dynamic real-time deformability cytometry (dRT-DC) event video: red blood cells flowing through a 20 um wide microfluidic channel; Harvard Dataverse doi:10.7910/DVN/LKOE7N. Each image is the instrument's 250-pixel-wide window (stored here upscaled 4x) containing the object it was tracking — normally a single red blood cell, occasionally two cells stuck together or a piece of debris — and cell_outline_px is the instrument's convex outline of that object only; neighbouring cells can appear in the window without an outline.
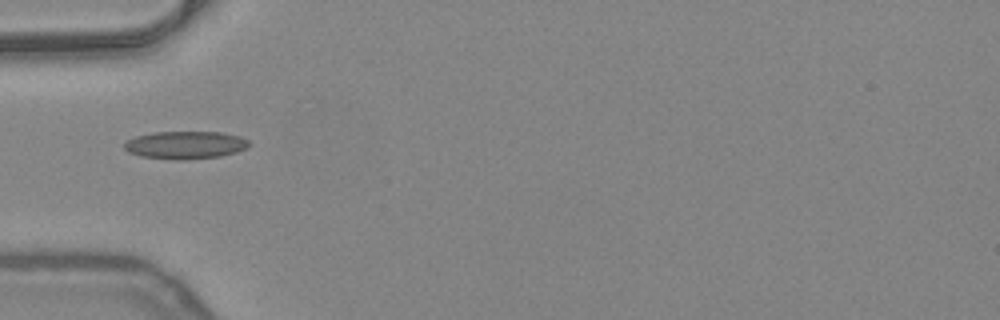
{"species": "common noctule bat (a hibernating species)", "species_latin": "Nyctalus noctula", "temperature_condition": "warm", "stored_images_in_passage": 35, "camera_frame_rate_fps": 3000, "um_per_image_px": 0.085, "animal": {"sex": "female", "body_mass_g": 24.6, "forearm_length_mm": 56.2}, "frame": {"image": 1, "passage_image": 1, "time_ms": 0.0, "image_size_px": [1000, 320], "cell_outline_px": [[252, 144], [248, 148], [236, 152], [220, 156], [184, 160], [176, 160], [140, 156], [128, 152], [124, 148], [124, 144], [128, 140], [136, 136], [152, 132], [220, 132], [240, 136], [248, 140]], "centroid_in_image_um": [15.78, 12.33], "position_along_channel_um": 69.2, "area_um2": 20.29}}
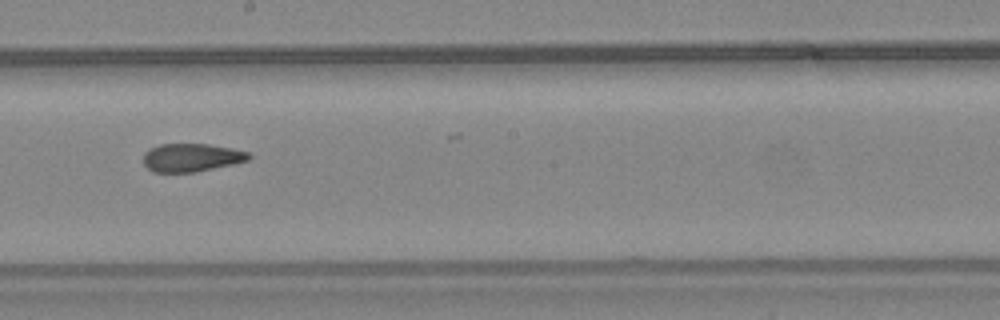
{"frame": {"image": 2, "passage_image": 13, "time_ms": 4.0, "image_size_px": [1000, 320], "cell_outline_px": [[252, 156], [248, 160], [232, 164], [196, 172], [152, 172], [144, 164], [144, 152], [148, 148], [160, 144], [208, 144], [232, 148], [248, 152]], "centroid_in_image_um": [16.25, 13.39], "position_along_channel_um": 231.9, "area_um2": 17.34}}
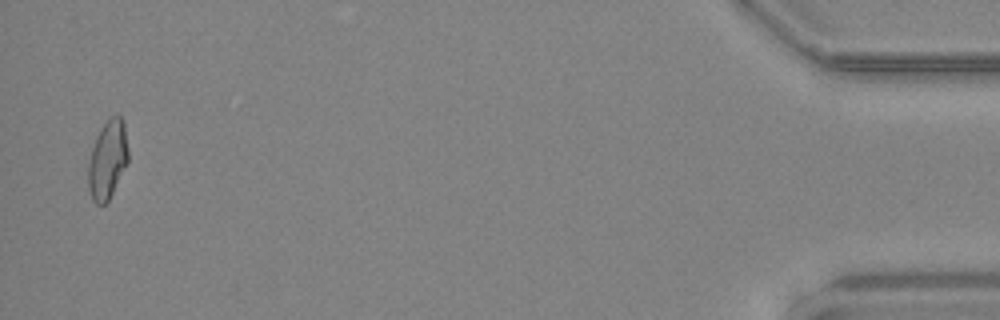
{"frame": {"image": 3, "passage_image": 34, "time_ms": 11.0, "image_size_px": [1000, 320], "cell_outline_px": [[128, 160], [108, 200], [104, 204], [96, 204], [92, 200], [88, 188], [88, 164], [92, 148], [96, 136], [108, 116], [120, 116], [124, 120], [128, 148]], "centroid_in_image_um": [9.13, 13.53], "position_along_channel_um": 426.1, "area_um2": 18.21}, "authors_computed_cell_mechanics": {"area_um2": 18.207, "velocity_mm_per_s": 4.0415, "shape_relaxation_time_tau1_ms": null, "shape_relaxation_time_tau2_ms": 1.3881, "deformation_change_tau1": null, "deformation_change_tau2": 0.0765}}